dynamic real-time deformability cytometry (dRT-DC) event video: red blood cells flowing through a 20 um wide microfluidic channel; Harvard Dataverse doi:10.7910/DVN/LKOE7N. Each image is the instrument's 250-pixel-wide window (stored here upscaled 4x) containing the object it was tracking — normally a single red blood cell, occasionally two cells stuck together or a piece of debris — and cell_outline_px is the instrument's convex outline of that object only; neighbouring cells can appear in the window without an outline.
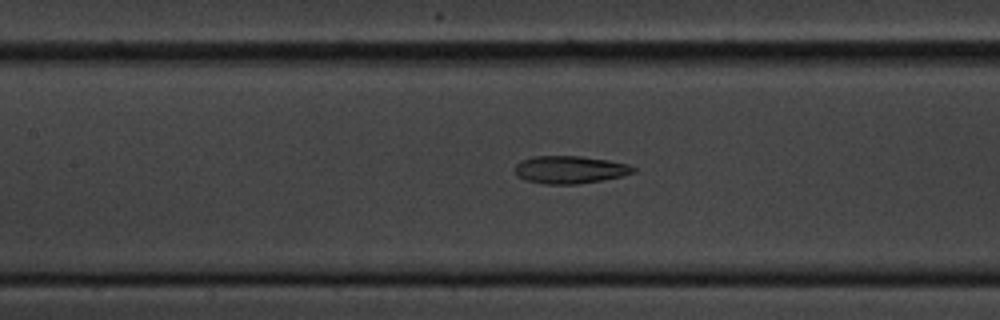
{"species": "common noctule bat (a hibernating species)", "species_latin": "Nyctalus noctula", "temperature_condition": "cold", "stored_images_in_passage": 44, "segment_of_instrument_passage": [1, 2], "camera_frame_rate_fps": 3000, "um_per_image_px": 0.085, "animal": {"sex": "male", "body_mass_g": 20.1, "forearm_length_mm": 53.5}, "frame": {"image": 1, "passage_image": 25, "time_ms": 8.0, "image_size_px": [1000, 320], "cell_outline_px": [[636, 172], [620, 176], [600, 180], [576, 184], [544, 184], [524, 180], [516, 176], [516, 164], [520, 160], [532, 156], [580, 156], [608, 160], [628, 164], [636, 168]], "centroid_in_image_um": [48.41, 14.42], "position_along_channel_um": 159.0, "area_um2": 19.07}}
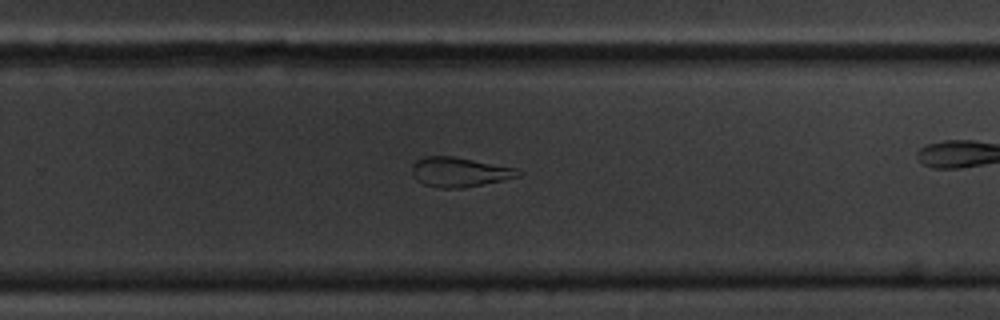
{"frame": {"image": 2, "passage_image": 36, "time_ms": 11.667, "image_size_px": [1000, 320], "cell_outline_px": [[520, 176], [504, 180], [460, 188], [440, 188], [424, 184], [416, 180], [412, 172], [412, 164], [416, 160], [424, 156], [452, 156], [516, 168], [520, 172]], "centroid_in_image_um": [39.02, 14.62], "position_along_channel_um": 290.8, "area_um2": 18.15}}
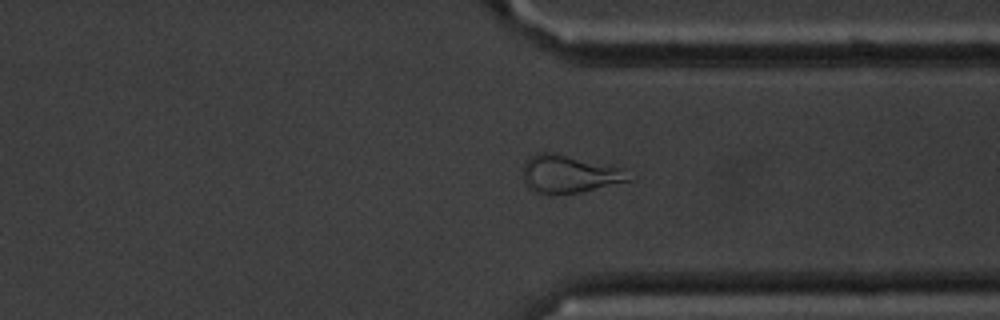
{"frame": {"image": 3, "passage_image": 42, "time_ms": 13.667, "image_size_px": [1000, 320], "cell_outline_px": [[636, 176], [632, 180], [580, 192], [556, 196], [540, 192], [528, 188], [524, 184], [524, 160], [528, 156], [536, 152], [552, 152], [624, 168]], "centroid_in_image_um": [48.4, 14.79], "position_along_channel_um": 363.0, "area_um2": 23.76}}